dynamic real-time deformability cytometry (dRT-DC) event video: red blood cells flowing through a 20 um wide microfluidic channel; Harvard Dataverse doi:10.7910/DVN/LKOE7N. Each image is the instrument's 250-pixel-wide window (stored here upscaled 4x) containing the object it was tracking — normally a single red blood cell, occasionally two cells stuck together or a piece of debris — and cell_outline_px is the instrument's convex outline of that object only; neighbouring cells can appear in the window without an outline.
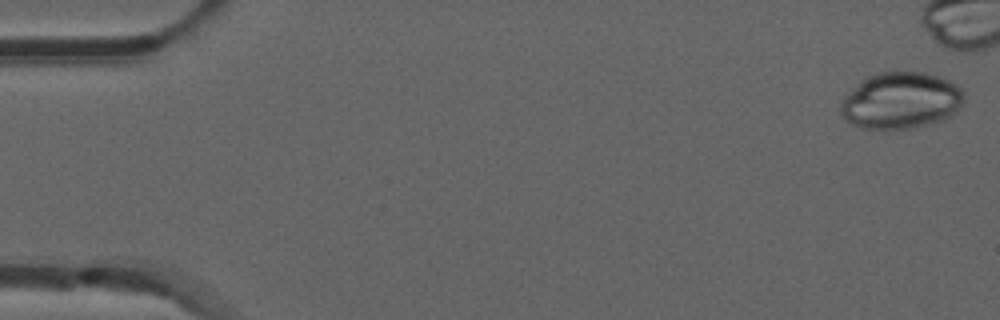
{"species": "common noctule bat (a hibernating species)", "species_latin": "Nyctalus noctula", "temperature_condition": "room temperature", "stored_images_in_passage": 43, "camera_frame_rate_fps": 3000, "um_per_image_px": 0.085, "animal": {"sex": "male", "forearm_length_mm": 52.5}, "frame": {"image": 1, "passage_image": 1, "time_ms": 0.0, "image_size_px": [1000, 320], "cell_outline_px": [[964, 104], [956, 112], [944, 120], [912, 128], [864, 128], [852, 124], [840, 116], [840, 100], [864, 76], [880, 72], [924, 72], [948, 80], [956, 84], [964, 92]], "centroid_in_image_um": [76.56, 8.54], "position_along_channel_um": 8.4, "area_um2": 40.98}}
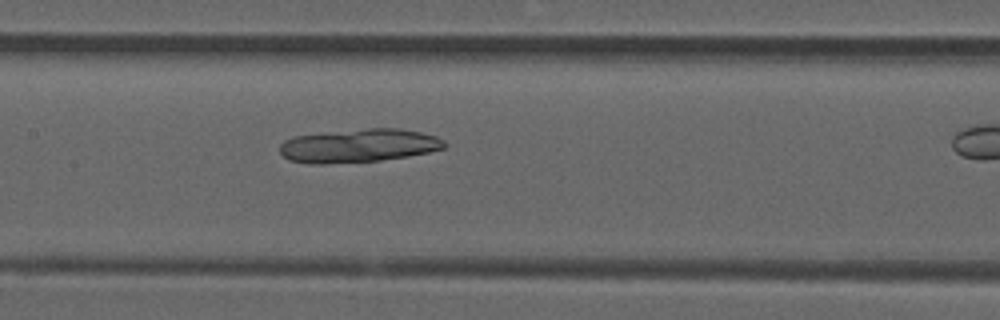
{"frame": {"image": 2, "passage_image": 25, "time_ms": 8.0, "image_size_px": [1000, 320], "cell_outline_px": [[448, 144], [444, 148], [428, 152], [408, 156], [380, 160], [324, 164], [308, 164], [288, 160], [280, 152], [280, 144], [284, 140], [292, 136], [368, 128], [400, 128], [420, 132], [436, 136], [444, 140]], "centroid_in_image_um": [30.48, 12.38], "position_along_channel_um": 176.9, "area_um2": 32.19}}
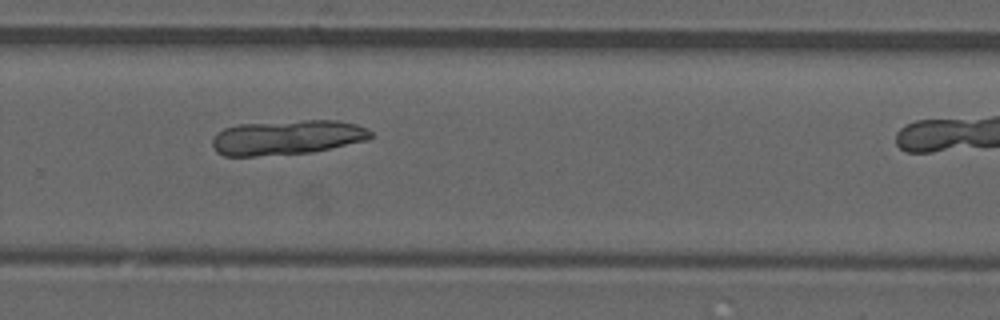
{"frame": {"image": 3, "passage_image": 35, "time_ms": 11.333, "image_size_px": [1000, 320], "cell_outline_px": [[372, 136], [368, 140], [312, 152], [256, 156], [224, 156], [216, 152], [212, 148], [212, 140], [216, 132], [224, 128], [240, 124], [304, 120], [336, 120], [356, 124], [368, 128], [372, 132]], "centroid_in_image_um": [24.39, 11.68], "position_along_channel_um": 305.4, "area_um2": 32.19}}